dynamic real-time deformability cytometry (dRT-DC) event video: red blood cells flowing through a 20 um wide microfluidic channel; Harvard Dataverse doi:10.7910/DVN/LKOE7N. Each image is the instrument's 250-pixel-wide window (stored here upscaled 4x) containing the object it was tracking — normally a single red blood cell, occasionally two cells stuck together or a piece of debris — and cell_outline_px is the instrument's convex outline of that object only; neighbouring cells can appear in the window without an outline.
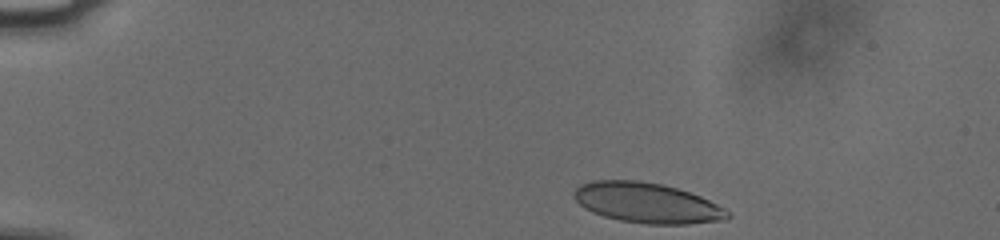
{"species": "human", "species_latin": "Homo sapiens", "temperature_condition": "cold", "stored_images_in_passage": 39, "camera_frame_rate_fps": 3000, "um_per_image_px": 0.085, "donor": {"sex": "male"}, "frame": {"image": 1, "passage_image": 1, "time_ms": 0.0, "image_size_px": [1000, 240], "cell_outline_px": [[732, 216], [724, 220], [688, 224], [648, 224], [620, 220], [604, 216], [592, 212], [584, 208], [576, 200], [572, 192], [580, 184], [592, 180], [640, 180], [664, 184], [700, 196], [724, 208]], "centroid_in_image_um": [54.97, 17.24], "position_along_channel_um": 30.0, "area_um2": 36.01}}
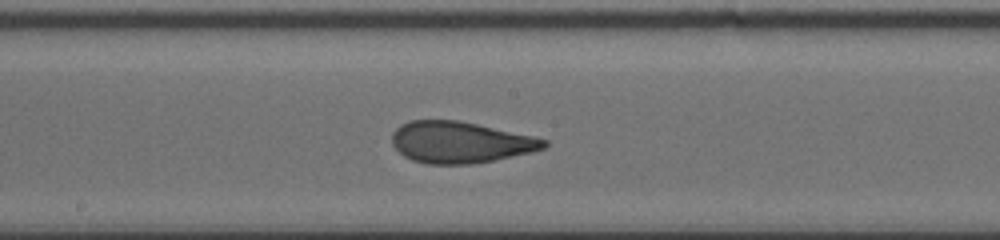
{"frame": {"image": 2, "passage_image": 22, "time_ms": 7.0, "image_size_px": [1000, 240], "cell_outline_px": [[548, 144], [544, 148], [532, 152], [472, 164], [428, 164], [412, 160], [404, 156], [392, 144], [392, 132], [400, 124], [412, 120], [456, 120], [476, 124], [532, 136], [548, 140]], "centroid_in_image_um": [39.09, 12.09], "position_along_channel_um": 209.1, "area_um2": 36.41}}
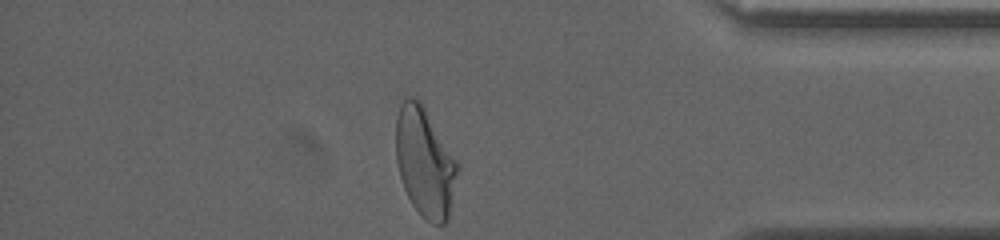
{"frame": {"image": 3, "passage_image": 39, "time_ms": 12.667, "image_size_px": [1000, 240], "cell_outline_px": [[456, 172], [448, 220], [444, 224], [432, 224], [412, 204], [404, 188], [400, 176], [396, 160], [396, 116], [400, 104], [408, 96], [416, 96], [420, 100], [456, 160]], "centroid_in_image_um": [36.06, 13.74], "position_along_channel_um": 399.1, "area_um2": 38.38}, "authors_computed_cell_mechanics": {"area_um2": 36.8186, "velocity_mm_per_s": 3.7717, "shape_relaxation_time_tau1_ms": 7.0366, "shape_relaxation_time_tau2_ms": 1.0358, "deformation_change_tau1": 0.2083, "deformation_change_tau2": 0.0791}}